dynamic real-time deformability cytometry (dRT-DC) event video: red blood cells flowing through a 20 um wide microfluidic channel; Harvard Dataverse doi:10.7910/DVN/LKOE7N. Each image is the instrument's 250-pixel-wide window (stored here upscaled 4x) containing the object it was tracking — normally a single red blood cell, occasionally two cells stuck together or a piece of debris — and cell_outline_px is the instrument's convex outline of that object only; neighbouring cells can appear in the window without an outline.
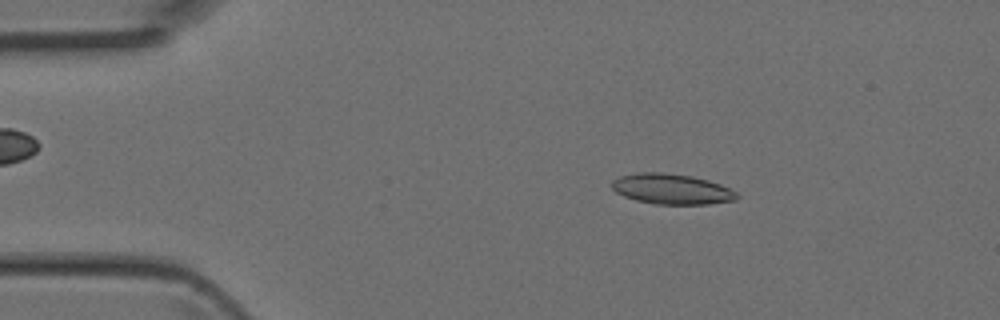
{"species": "Egyptian fruit bat (a non-hibernating species)", "species_latin": "Rousettus aegyptiacus", "temperature_condition": "room temperature", "stored_images_in_passage": 44, "camera_frame_rate_fps": 3000, "um_per_image_px": 0.085, "animal": {"sex": "female"}, "frame": {"image": 1, "passage_image": 7, "time_ms": 2.0, "image_size_px": [1000, 320], "cell_outline_px": [[740, 196], [736, 200], [708, 204], [652, 204], [636, 200], [624, 196], [616, 192], [612, 188], [612, 180], [620, 176], [636, 172], [660, 172], [692, 176], [708, 180], [720, 184], [736, 192]], "centroid_in_image_um": [57.08, 16.07], "position_along_channel_um": 27.9, "area_um2": 22.2}}
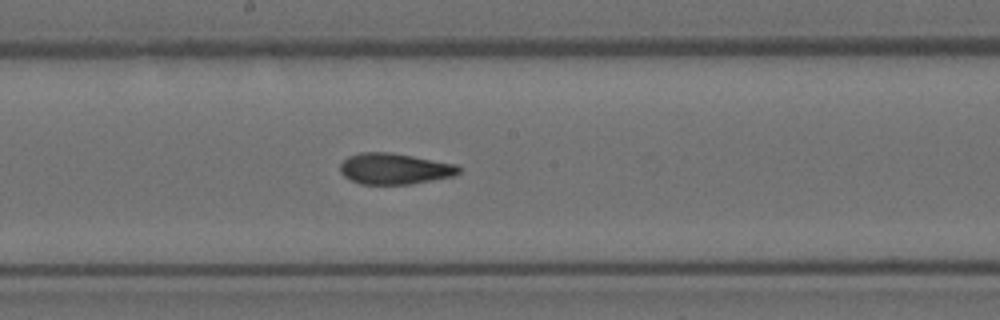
{"frame": {"image": 2, "passage_image": 23, "time_ms": 7.333, "image_size_px": [1000, 320], "cell_outline_px": [[460, 172], [452, 176], [408, 184], [360, 184], [344, 176], [340, 172], [340, 164], [348, 156], [360, 152], [388, 152], [412, 156], [456, 164], [460, 168]], "centroid_in_image_um": [33.5, 14.33], "position_along_channel_um": 214.7, "area_um2": 21.21}}
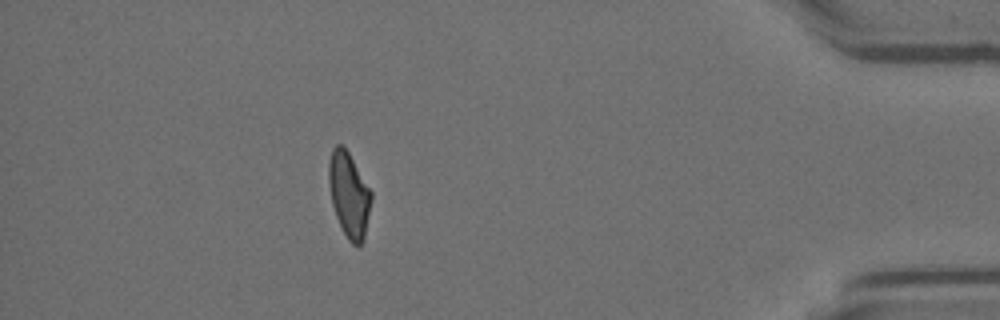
{"frame": {"image": 3, "passage_image": 39, "time_ms": 12.667, "image_size_px": [1000, 320], "cell_outline_px": [[372, 200], [364, 240], [356, 248], [348, 240], [336, 216], [332, 204], [328, 180], [328, 164], [332, 148], [336, 144], [344, 144], [372, 192]], "centroid_in_image_um": [29.67, 16.53], "position_along_channel_um": 405.5, "area_um2": 21.27}}